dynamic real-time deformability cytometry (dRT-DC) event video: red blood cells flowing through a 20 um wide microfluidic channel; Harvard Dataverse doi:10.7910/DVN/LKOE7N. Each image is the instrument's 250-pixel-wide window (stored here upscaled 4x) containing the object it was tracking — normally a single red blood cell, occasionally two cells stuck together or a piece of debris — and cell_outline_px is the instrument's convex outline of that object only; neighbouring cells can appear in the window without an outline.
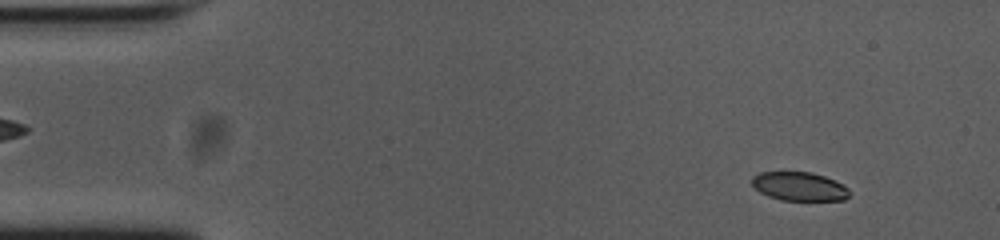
{"species": "common noctule bat (a hibernating species)", "species_latin": "Nyctalus noctula", "temperature_condition": "cold", "stored_images_in_passage": 54, "camera_frame_rate_fps": 3000, "um_per_image_px": 0.085, "animal": {"sex": "female", "body_mass_g": 23.0, "forearm_length_mm": 53.4}, "frame": {"image": 1, "passage_image": 5, "time_ms": 1.333, "image_size_px": [1000, 240], "cell_outline_px": [[852, 192], [844, 200], [780, 200], [768, 196], [760, 192], [752, 184], [752, 176], [760, 172], [812, 172], [824, 176], [848, 188]], "centroid_in_image_um": [67.93, 15.85], "position_along_channel_um": 17.1, "area_um2": 16.24}}
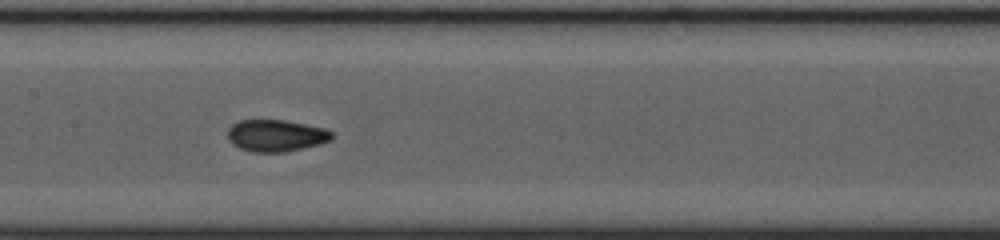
{"frame": {"image": 2, "passage_image": 26, "time_ms": 8.333, "image_size_px": [1000, 240], "cell_outline_px": [[332, 140], [320, 144], [284, 152], [252, 152], [240, 148], [232, 144], [228, 140], [228, 128], [232, 124], [240, 120], [284, 120], [324, 128], [332, 132]], "centroid_in_image_um": [23.44, 11.53], "position_along_channel_um": 184.0, "area_um2": 19.31}}
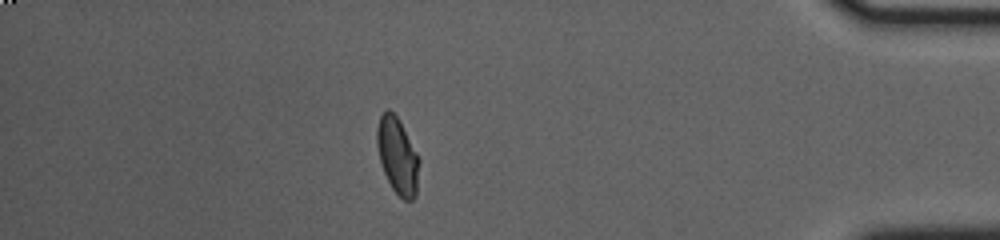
{"frame": {"image": 3, "passage_image": 47, "time_ms": 15.333, "image_size_px": [1000, 240], "cell_outline_px": [[420, 160], [416, 196], [412, 200], [404, 200], [392, 188], [384, 172], [380, 160], [376, 144], [376, 128], [380, 116], [388, 108], [396, 116], [416, 152]], "centroid_in_image_um": [33.78, 13.26], "position_along_channel_um": 401.4, "area_um2": 18.5}, "authors_computed_cell_mechanics": {"area_um2": 18.6116, "velocity_mm_per_s": 3.7449, "shape_relaxation_time_tau1_ms": 4.491, "shape_relaxation_time_tau2_ms": 1.0765, "deformation_change_tau1": 0.1356, "deformation_change_tau2": 0.0407}}